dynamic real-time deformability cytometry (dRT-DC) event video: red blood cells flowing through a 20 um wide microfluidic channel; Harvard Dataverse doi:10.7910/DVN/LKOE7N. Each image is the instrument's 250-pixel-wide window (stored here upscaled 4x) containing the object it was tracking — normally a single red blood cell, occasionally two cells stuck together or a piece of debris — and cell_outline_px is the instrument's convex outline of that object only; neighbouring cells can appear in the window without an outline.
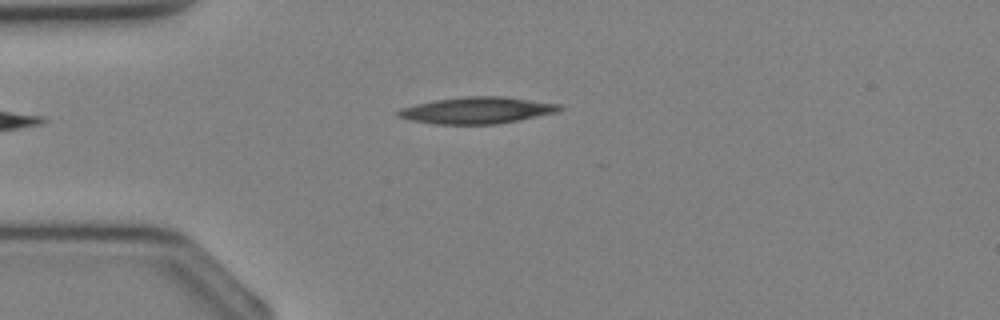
{"species": "Egyptian fruit bat (a non-hibernating species)", "species_latin": "Rousettus aegyptiacus", "temperature_condition": "cold", "stored_images_in_passage": 5, "camera_frame_rate_fps": 3000, "um_per_image_px": 0.085, "animal": {"sex": "female"}, "frame": {"image": 1, "passage_image": 1, "time_ms": 0.0, "image_size_px": [1000, 320], "cell_outline_px": [[564, 108], [556, 112], [496, 124], [432, 124], [412, 120], [396, 116], [396, 112], [400, 108], [416, 104], [436, 100], [464, 96], [504, 96], [560, 104]], "centroid_in_image_um": [40.51, 9.37], "position_along_channel_um": 44.5, "area_um2": 24.85}}
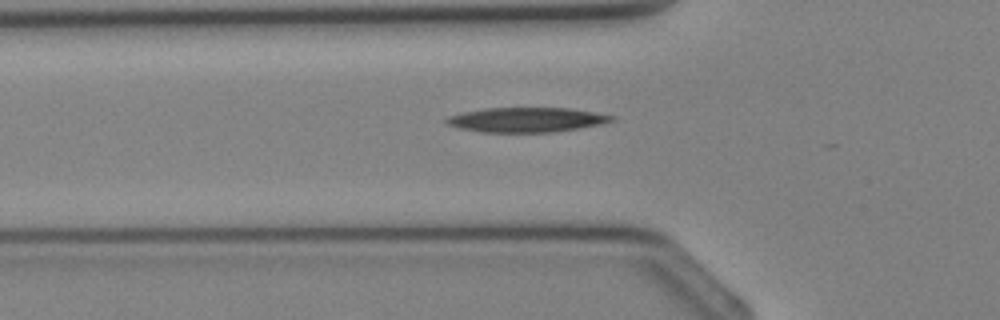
{"frame": {"image": 2, "passage_image": 4, "time_ms": 1.0, "image_size_px": [1000, 320], "cell_outline_px": [[616, 120], [600, 124], [580, 128], [552, 132], [480, 132], [460, 128], [448, 124], [444, 120], [448, 116], [464, 112], [484, 108], [572, 108], [616, 116]], "centroid_in_image_um": [44.78, 10.18], "position_along_channel_um": 81.0, "area_um2": 23.76}}